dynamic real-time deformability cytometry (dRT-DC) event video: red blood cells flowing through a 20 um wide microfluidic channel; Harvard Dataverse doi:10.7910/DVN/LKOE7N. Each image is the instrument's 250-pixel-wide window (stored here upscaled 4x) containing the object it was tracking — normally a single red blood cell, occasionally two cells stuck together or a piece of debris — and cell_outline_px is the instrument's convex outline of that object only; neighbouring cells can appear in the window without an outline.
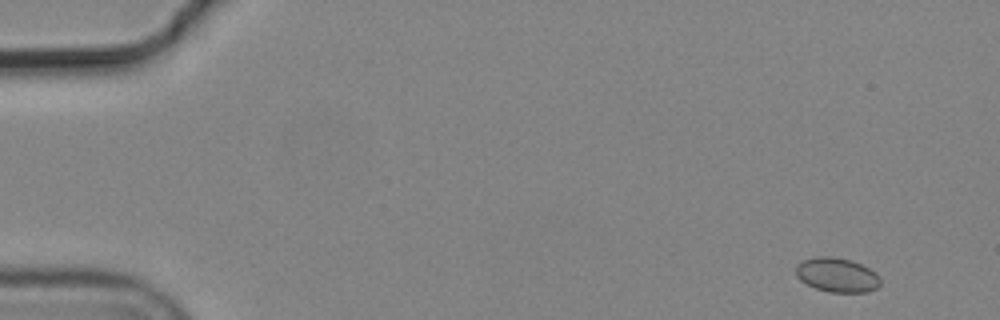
{"species": "common noctule bat (a hibernating species)", "species_latin": "Nyctalus noctula", "temperature_condition": "cold", "stored_images_in_passage": 4, "camera_frame_rate_fps": 3000, "um_per_image_px": 0.085, "animal": {"sex": "male", "body_mass_g": 19.2, "forearm_length_mm": 51.8}, "frame": {"image": 1, "passage_image": 1, "time_ms": 0.0, "image_size_px": [1000, 320], "cell_outline_px": [[880, 284], [876, 288], [868, 292], [828, 292], [816, 288], [800, 280], [796, 276], [796, 264], [804, 260], [816, 256], [832, 256], [852, 260], [876, 272], [880, 276]], "centroid_in_image_um": [71.15, 23.36], "position_along_channel_um": 13.9, "area_um2": 16.99}}
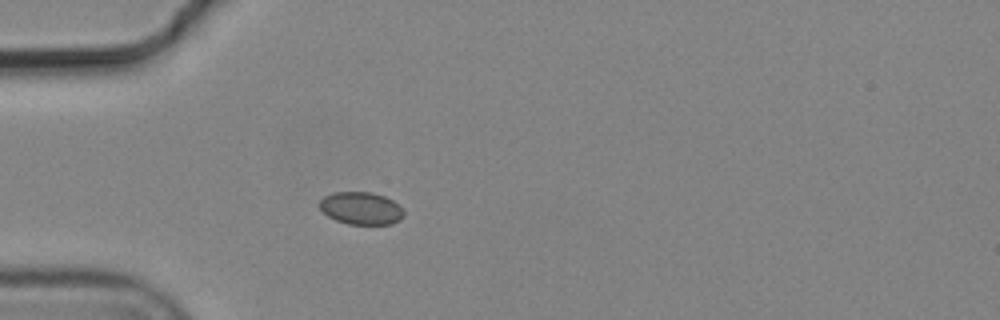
{"frame": {"image": 2, "passage_image": 4, "time_ms": 1.0, "image_size_px": [1000, 320], "cell_outline_px": [[404, 216], [400, 220], [392, 224], [348, 224], [336, 220], [328, 216], [320, 208], [320, 200], [324, 196], [332, 192], [372, 192], [384, 196], [392, 200], [404, 212]], "centroid_in_image_um": [30.68, 17.7], "position_along_channel_um": 54.3, "area_um2": 15.9}}